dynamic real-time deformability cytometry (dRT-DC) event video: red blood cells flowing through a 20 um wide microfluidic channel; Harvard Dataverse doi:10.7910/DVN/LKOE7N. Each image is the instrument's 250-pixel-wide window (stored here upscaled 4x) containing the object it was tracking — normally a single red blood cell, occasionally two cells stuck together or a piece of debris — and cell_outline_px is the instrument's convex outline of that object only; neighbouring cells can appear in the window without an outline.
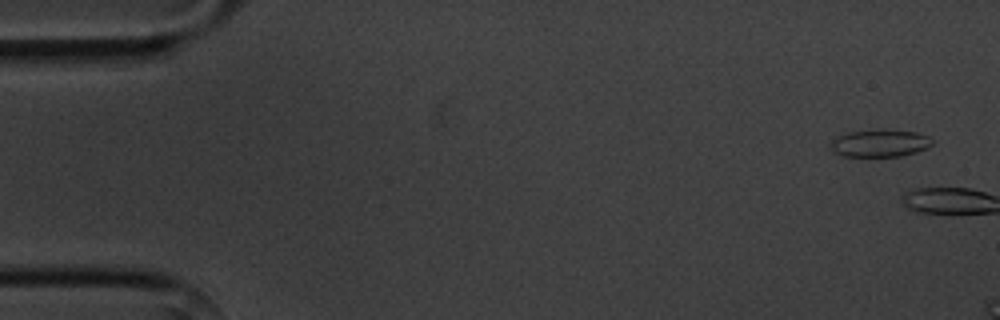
{"species": "common noctule bat (a hibernating species)", "species_latin": "Nyctalus noctula", "temperature_condition": "cold", "stored_images_in_passage": 3, "camera_frame_rate_fps": 3000, "um_per_image_px": 0.085, "animal": {"sex": "male", "body_mass_g": 20.1, "forearm_length_mm": 53.5}, "frame": {"image": 1, "passage_image": 1, "time_ms": 0.0, "image_size_px": [1000, 320], "cell_outline_px": [[932, 144], [928, 148], [916, 152], [900, 156], [844, 156], [832, 152], [832, 140], [848, 132], [916, 132], [928, 136], [932, 140]], "centroid_in_image_um": [74.81, 12.22], "position_along_channel_um": 10.2, "area_um2": 15.32}}